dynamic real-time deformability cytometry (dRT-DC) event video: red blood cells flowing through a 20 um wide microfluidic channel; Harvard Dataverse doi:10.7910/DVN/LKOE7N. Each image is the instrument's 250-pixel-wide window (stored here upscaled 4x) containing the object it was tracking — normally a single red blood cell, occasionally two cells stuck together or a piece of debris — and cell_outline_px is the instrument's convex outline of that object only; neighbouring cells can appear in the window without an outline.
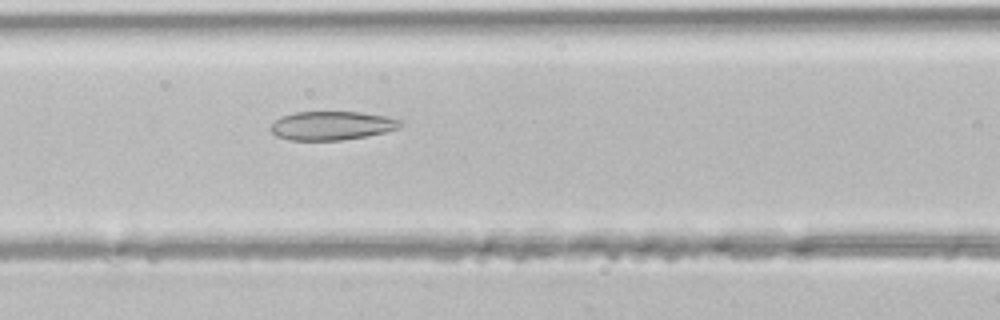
{"species": "common noctule bat (a hibernating species)", "species_latin": "Nyctalus noctula", "temperature_condition": "room temperature", "stored_images_in_passage": 30, "camera_frame_rate_fps": 3000, "um_per_image_px": 0.085, "animal": {"sex": "male", "body_mass_g": 21.5, "forearm_length_mm": 52.0}, "frame": {"image": 1, "passage_image": 5, "time_ms": 1.333, "image_size_px": [1000, 320], "cell_outline_px": [[404, 124], [400, 128], [384, 132], [364, 136], [340, 140], [288, 140], [276, 136], [268, 128], [280, 116], [296, 112], [360, 112], [384, 116], [404, 120]], "centroid_in_image_um": [28.2, 10.67], "position_along_channel_um": 138.4, "area_um2": 21.79}}
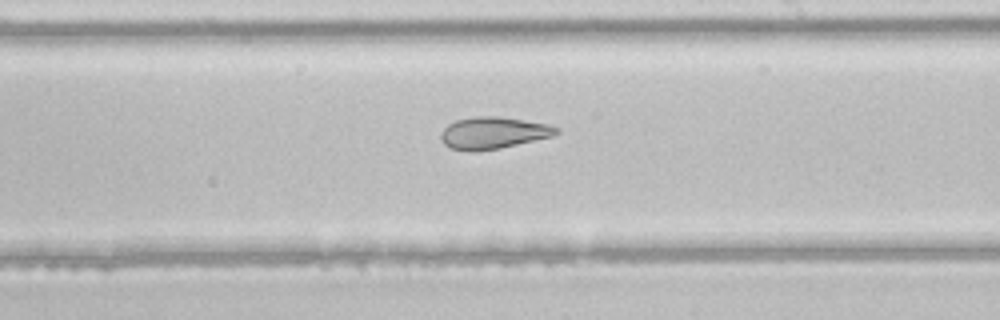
{"frame": {"image": 2, "passage_image": 12, "time_ms": 3.667, "image_size_px": [1000, 320], "cell_outline_px": [[560, 132], [552, 136], [500, 148], [476, 152], [468, 152], [452, 148], [444, 144], [440, 140], [440, 132], [448, 124], [456, 120], [476, 116], [500, 116], [548, 124], [560, 128]], "centroid_in_image_um": [41.9, 11.3], "position_along_channel_um": 247.1, "area_um2": 21.62}}
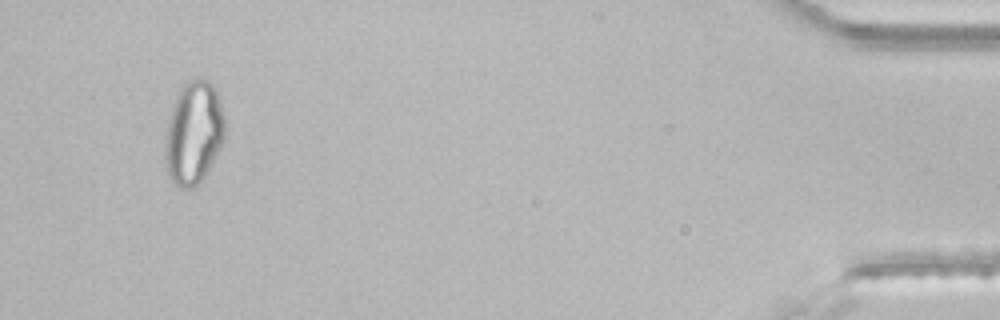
{"frame": {"image": 3, "passage_image": 28, "time_ms": 9.0, "image_size_px": [1000, 320], "cell_outline_px": [[224, 140], [220, 148], [204, 176], [192, 188], [180, 188], [168, 176], [164, 160], [164, 148], [168, 120], [176, 96], [180, 88], [188, 80], [196, 76], [208, 80], [216, 88], [224, 116]], "centroid_in_image_um": [16.45, 11.26], "position_along_channel_um": 418.8, "area_um2": 35.95}}